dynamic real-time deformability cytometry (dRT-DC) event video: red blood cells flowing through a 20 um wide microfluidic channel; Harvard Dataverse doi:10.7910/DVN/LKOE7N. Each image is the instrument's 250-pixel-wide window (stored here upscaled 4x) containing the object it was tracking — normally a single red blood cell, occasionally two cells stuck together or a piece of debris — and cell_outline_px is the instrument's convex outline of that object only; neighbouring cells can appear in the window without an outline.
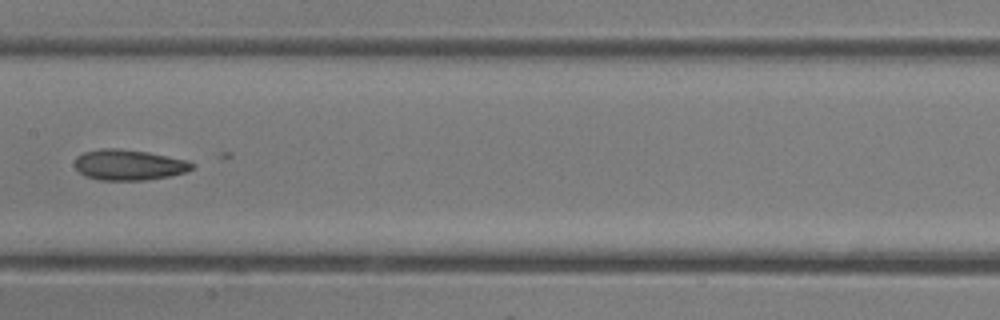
{"species": "common noctule bat (a hibernating species)", "species_latin": "Nyctalus noctula", "temperature_condition": "room temperature", "stored_images_in_passage": 33, "camera_frame_rate_fps": 3000, "um_per_image_px": 0.085, "animal": {"sex": "female"}, "frame": {"image": 1, "passage_image": 17, "time_ms": 5.333, "image_size_px": [1000, 320], "cell_outline_px": [[196, 164], [192, 168], [184, 172], [168, 176], [144, 180], [100, 180], [84, 176], [76, 168], [76, 156], [84, 152], [100, 148], [116, 148], [148, 152], [188, 160]], "centroid_in_image_um": [10.95, 14.01], "position_along_channel_um": 196.5, "area_um2": 20.87}}
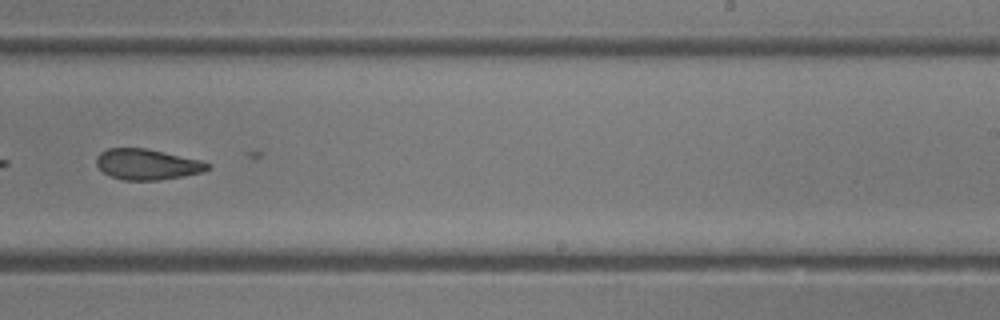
{"frame": {"image": 2, "passage_image": 21, "time_ms": 6.667, "image_size_px": [1000, 320], "cell_outline_px": [[212, 168], [200, 172], [180, 176], [156, 180], [124, 180], [108, 176], [96, 164], [96, 156], [100, 152], [108, 148], [144, 148], [164, 152], [200, 160], [212, 164]], "centroid_in_image_um": [12.48, 13.96], "position_along_channel_um": 276.5, "area_um2": 19.77}}